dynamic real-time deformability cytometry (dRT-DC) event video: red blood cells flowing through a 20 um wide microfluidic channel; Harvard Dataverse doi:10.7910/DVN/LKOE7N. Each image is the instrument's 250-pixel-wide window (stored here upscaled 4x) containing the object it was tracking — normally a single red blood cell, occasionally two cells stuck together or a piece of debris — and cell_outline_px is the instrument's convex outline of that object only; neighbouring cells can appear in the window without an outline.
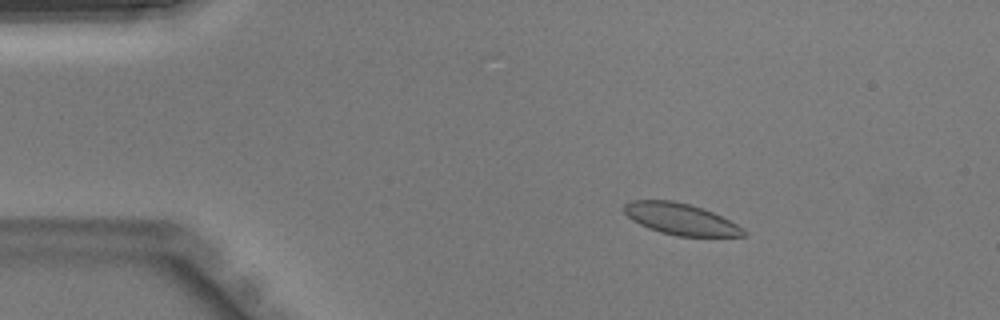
{"species": "Egyptian fruit bat (a non-hibernating species)", "species_latin": "Rousettus aegyptiacus", "temperature_condition": "warm", "stored_images_in_passage": 39, "camera_frame_rate_fps": 3000, "um_per_image_px": 0.085, "animal": {"sex": "male"}, "frame": {"image": 1, "passage_image": 2, "time_ms": 0.333, "image_size_px": [1000, 320], "cell_outline_px": [[748, 236], [676, 236], [660, 232], [648, 228], [632, 220], [624, 212], [624, 204], [628, 200], [672, 200], [688, 204], [712, 212], [736, 224], [748, 232]], "centroid_in_image_um": [57.83, 18.62], "position_along_channel_um": 27.2, "area_um2": 21.73}}
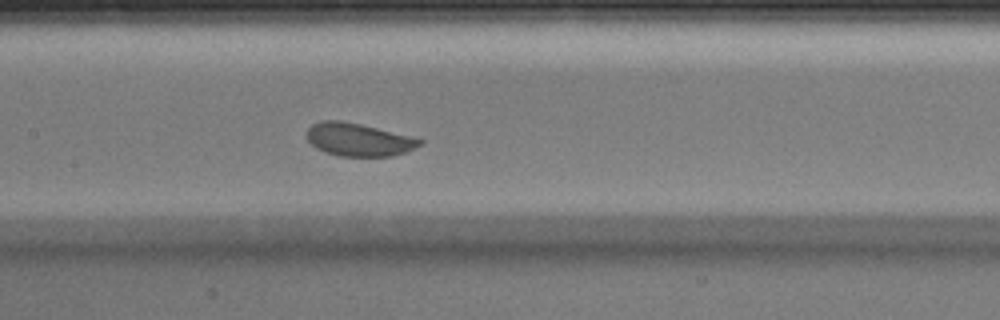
{"frame": {"image": 2, "passage_image": 16, "time_ms": 5.0, "image_size_px": [1000, 320], "cell_outline_px": [[424, 140], [420, 144], [408, 152], [392, 156], [340, 156], [324, 152], [316, 148], [308, 140], [308, 128], [312, 124], [320, 120], [340, 120], [360, 124]], "centroid_in_image_um": [30.45, 11.87], "position_along_channel_um": 177.0, "area_um2": 21.44}}
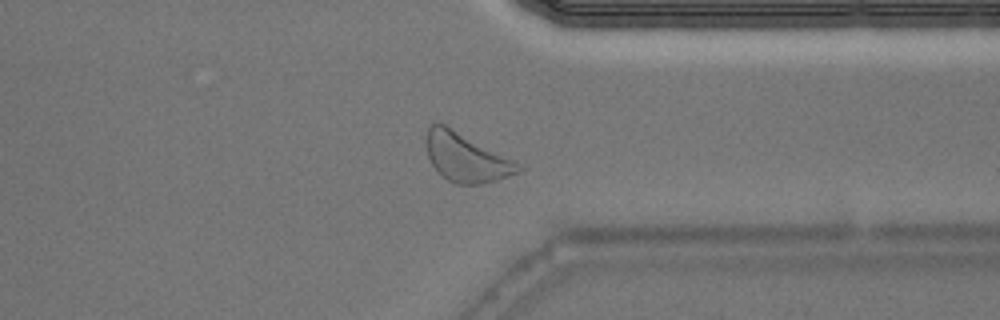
{"frame": {"image": 3, "passage_image": 29, "time_ms": 9.333, "image_size_px": [1000, 320], "cell_outline_px": [[524, 168], [520, 172], [496, 180], [480, 184], [456, 184], [448, 180], [432, 164], [428, 156], [428, 128], [432, 124], [444, 124], [452, 128]], "centroid_in_image_um": [39.6, 13.42], "position_along_channel_um": 371.8, "area_um2": 24.74}}